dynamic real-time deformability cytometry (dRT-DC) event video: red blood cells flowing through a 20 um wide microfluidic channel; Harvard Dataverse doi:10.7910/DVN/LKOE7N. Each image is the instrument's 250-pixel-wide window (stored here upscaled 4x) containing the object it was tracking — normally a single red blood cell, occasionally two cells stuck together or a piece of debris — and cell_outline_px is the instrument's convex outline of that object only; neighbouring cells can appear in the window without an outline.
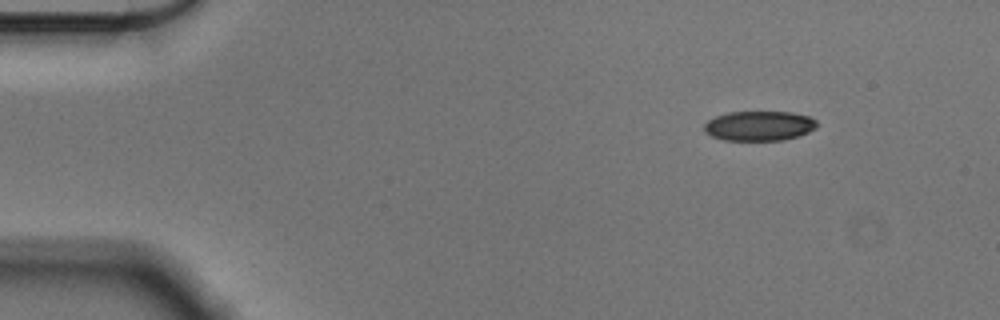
{"species": "Egyptian fruit bat (a non-hibernating species)", "species_latin": "Rousettus aegyptiacus", "temperature_condition": "cold", "stored_images_in_passage": 50, "camera_frame_rate_fps": 3000, "um_per_image_px": 0.085, "animal": {"sex": "male"}, "frame": {"image": 1, "passage_image": 1, "time_ms": 0.0, "image_size_px": [1000, 320], "cell_outline_px": [[816, 128], [808, 132], [784, 140], [724, 140], [712, 136], [704, 132], [704, 124], [708, 120], [716, 116], [728, 112], [792, 112], [808, 116], [816, 120]], "centroid_in_image_um": [64.51, 10.69], "position_along_channel_um": 20.5, "area_um2": 19.48}}
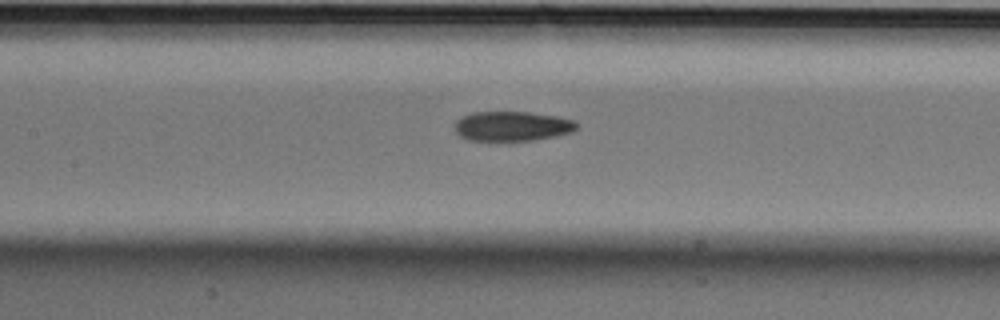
{"frame": {"image": 2, "passage_image": 20, "time_ms": 6.333, "image_size_px": [1000, 320], "cell_outline_px": [[576, 128], [572, 132], [556, 136], [536, 140], [468, 140], [460, 136], [456, 132], [456, 120], [460, 116], [472, 112], [528, 112], [556, 116], [572, 120], [576, 124]], "centroid_in_image_um": [43.5, 10.72], "position_along_channel_um": 163.9, "area_um2": 20.98}}
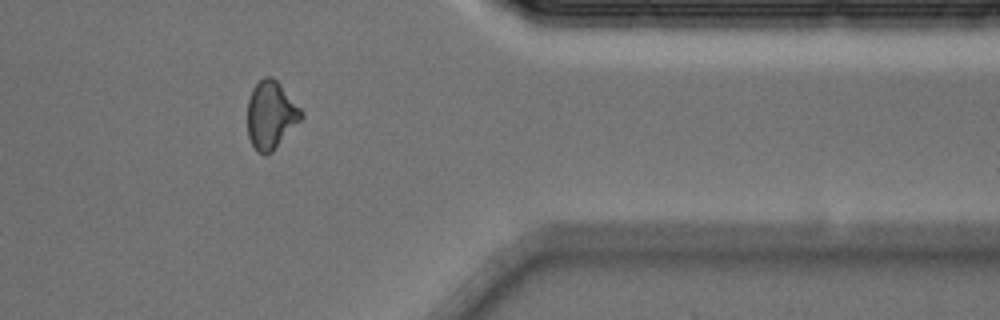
{"frame": {"image": 3, "passage_image": 40, "time_ms": 13.0, "image_size_px": [1000, 320], "cell_outline_px": [[304, 116], [272, 152], [264, 156], [256, 152], [248, 136], [248, 100], [252, 88], [264, 76], [272, 76], [280, 84], [304, 112]], "centroid_in_image_um": [23.02, 9.79], "position_along_channel_um": 388.4, "area_um2": 21.27}, "authors_computed_cell_mechanics": {"area_um2": 21.3571, "velocity_mm_per_s": 3.5998, "shape_relaxation_time_tau1_ms": 6.2138, "shape_relaxation_time_tau2_ms": 7.2265, "deformation_change_tau1": 0.1212, "deformation_change_tau2": 0.1441}}